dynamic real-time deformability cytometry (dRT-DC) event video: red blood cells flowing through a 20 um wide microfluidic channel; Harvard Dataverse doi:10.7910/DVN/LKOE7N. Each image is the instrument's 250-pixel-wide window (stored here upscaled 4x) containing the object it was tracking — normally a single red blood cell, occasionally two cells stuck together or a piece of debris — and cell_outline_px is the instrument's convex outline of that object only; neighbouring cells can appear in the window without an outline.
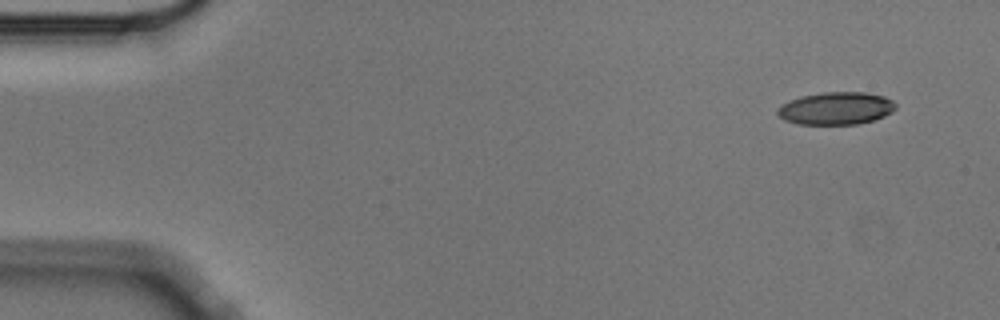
{"species": "Egyptian fruit bat (a non-hibernating species)", "species_latin": "Rousettus aegyptiacus", "temperature_condition": "cold", "stored_images_in_passage": 5, "segment_of_instrument_passage": [1, 2], "camera_frame_rate_fps": 3000, "um_per_image_px": 0.085, "animal": {"sex": "male"}, "frame": {"image": 1, "passage_image": 1, "time_ms": 0.0, "image_size_px": [1000, 320], "cell_outline_px": [[896, 108], [892, 112], [884, 116], [860, 124], [796, 124], [784, 120], [776, 112], [776, 108], [780, 104], [800, 96], [824, 92], [864, 92], [884, 96], [892, 100], [896, 104]], "centroid_in_image_um": [71.04, 9.21], "position_along_channel_um": 14.0, "area_um2": 22.6}}
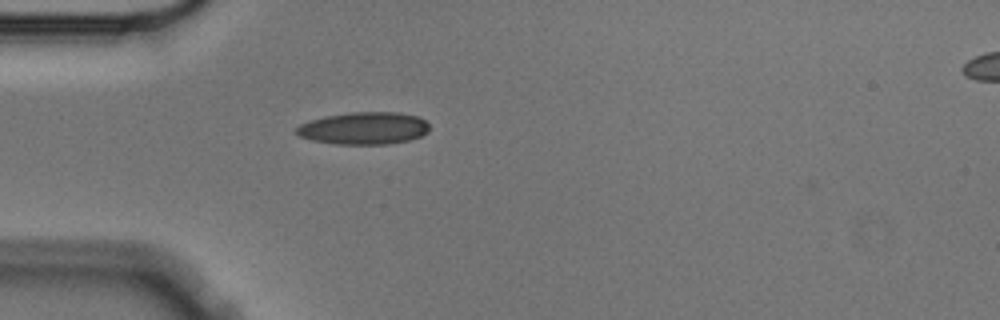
{"frame": {"image": 2, "passage_image": 4, "time_ms": 1.0, "image_size_px": [1000, 320], "cell_outline_px": [[428, 132], [420, 136], [408, 140], [388, 144], [336, 144], [312, 140], [300, 136], [296, 132], [296, 128], [300, 124], [324, 116], [352, 112], [400, 112], [416, 116], [424, 120], [428, 124]], "centroid_in_image_um": [30.93, 10.9], "position_along_channel_um": 54.1, "area_um2": 24.91}}